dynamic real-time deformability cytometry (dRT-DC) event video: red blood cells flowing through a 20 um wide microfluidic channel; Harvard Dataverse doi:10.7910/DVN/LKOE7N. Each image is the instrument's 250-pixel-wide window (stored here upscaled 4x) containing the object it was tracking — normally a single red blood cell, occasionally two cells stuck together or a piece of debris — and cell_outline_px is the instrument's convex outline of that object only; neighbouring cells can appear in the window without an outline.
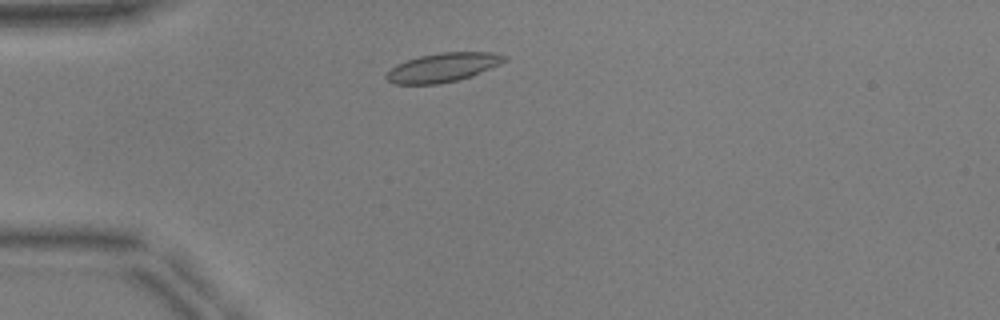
{"species": "common noctule bat (a hibernating species)", "species_latin": "Nyctalus noctula", "temperature_condition": "warm", "stored_images_in_passage": 39, "camera_frame_rate_fps": 3000, "um_per_image_px": 0.085, "animal": {"sex": "male", "body_mass_g": 17.9, "forearm_length_mm": 54.2}, "frame": {"image": 1, "passage_image": 2, "time_ms": 0.333, "image_size_px": [1000, 320], "cell_outline_px": [[508, 60], [500, 64], [468, 76], [456, 80], [440, 84], [396, 84], [388, 80], [384, 76], [396, 64], [420, 56], [440, 52], [492, 52], [508, 56]], "centroid_in_image_um": [37.65, 5.72], "position_along_channel_um": 47.4, "area_um2": 19.65}}
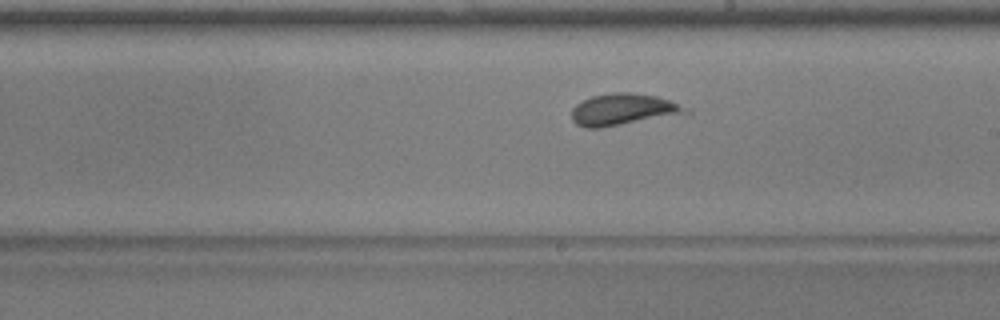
{"frame": {"image": 2, "passage_image": 18, "time_ms": 5.667, "image_size_px": [1000, 320], "cell_outline_px": [[692, 112], [600, 128], [584, 128], [576, 124], [572, 120], [572, 108], [576, 104], [592, 96], [612, 92], [632, 92], [656, 96], [692, 108]], "centroid_in_image_um": [52.97, 9.3], "position_along_channel_um": 236.0, "area_um2": 21.04}}
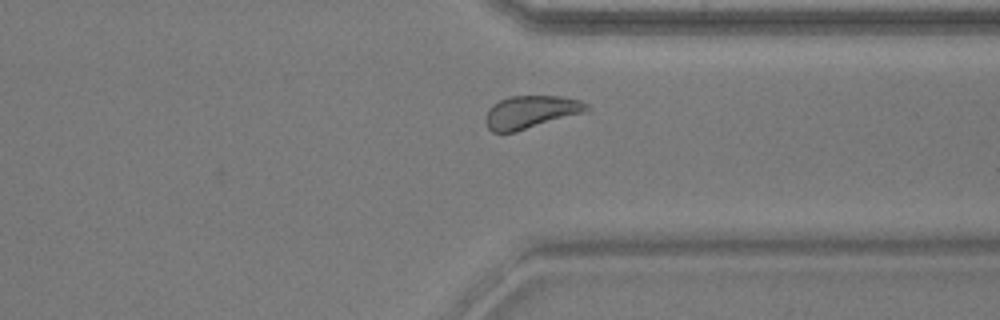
{"frame": {"image": 3, "passage_image": 28, "time_ms": 9.0, "image_size_px": [1000, 320], "cell_outline_px": [[588, 112], [516, 132], [492, 132], [488, 128], [484, 120], [488, 108], [492, 104], [508, 96], [560, 96], [580, 100], [588, 104]], "centroid_in_image_um": [45.12, 9.53], "position_along_channel_um": 366.3, "area_um2": 19.65}, "authors_computed_cell_mechanics": {"area_um2": 20.2878, "velocity_mm_per_s": 3.9041, "shape_relaxation_time_tau1_ms": 5.86, "shape_relaxation_time_tau2_ms": null, "deformation_change_tau1": 0.1359, "deformation_change_tau2": null}}